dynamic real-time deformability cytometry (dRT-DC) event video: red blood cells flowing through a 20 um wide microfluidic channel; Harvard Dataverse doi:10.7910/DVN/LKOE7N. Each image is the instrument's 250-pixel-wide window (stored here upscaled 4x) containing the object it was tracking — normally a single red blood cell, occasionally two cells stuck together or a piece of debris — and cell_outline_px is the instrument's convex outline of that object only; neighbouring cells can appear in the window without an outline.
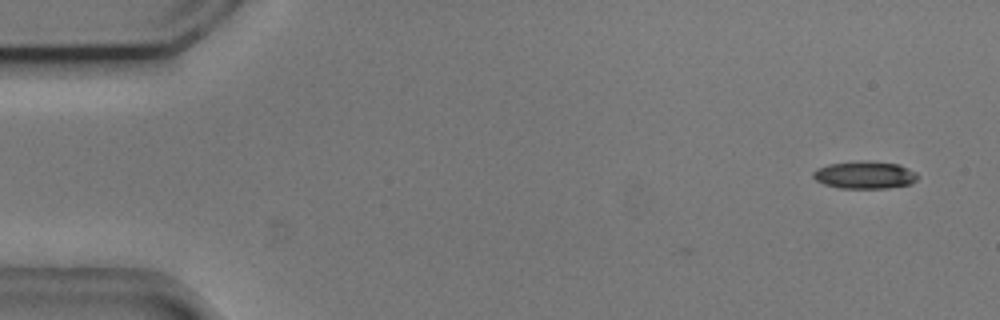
{"species": "common noctule bat (a hibernating species)", "species_latin": "Nyctalus noctula", "temperature_condition": "cold", "stored_images_in_passage": 4, "camera_frame_rate_fps": 3000, "um_per_image_px": 0.085, "animal": {"sex": "male", "body_mass_g": 20.5, "forearm_length_mm": 52.5}, "frame": {"image": 1, "passage_image": 1, "time_ms": 0.0, "image_size_px": [1000, 320], "cell_outline_px": [[920, 176], [912, 184], [888, 188], [840, 188], [824, 184], [816, 180], [812, 176], [812, 172], [816, 168], [828, 164], [900, 164], [916, 172]], "centroid_in_image_um": [73.53, 14.93], "position_along_channel_um": 11.5, "area_um2": 15.95}}